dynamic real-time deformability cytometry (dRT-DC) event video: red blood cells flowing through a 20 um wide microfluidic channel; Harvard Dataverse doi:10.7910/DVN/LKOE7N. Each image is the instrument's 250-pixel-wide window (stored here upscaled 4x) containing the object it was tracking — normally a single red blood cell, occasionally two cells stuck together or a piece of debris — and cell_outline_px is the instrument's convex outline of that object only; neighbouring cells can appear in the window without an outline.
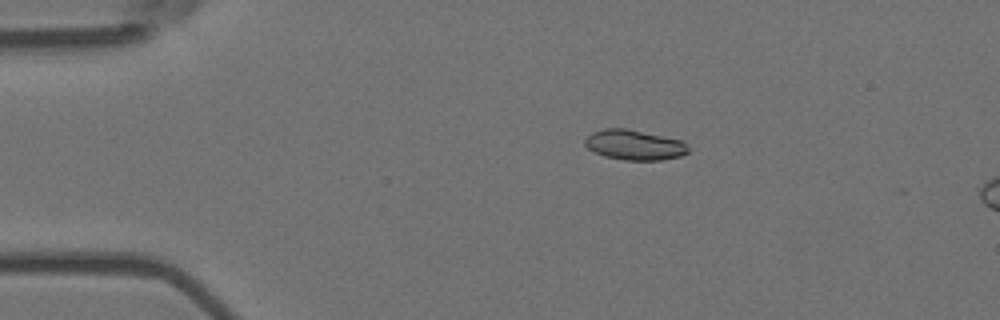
{"species": "Egyptian fruit bat (a non-hibernating species)", "species_latin": "Rousettus aegyptiacus", "temperature_condition": "room temperature", "stored_images_in_passage": 3, "camera_frame_rate_fps": 3000, "um_per_image_px": 0.085, "animal": {"sex": "female"}, "frame": {"image": 1, "passage_image": 1, "time_ms": 0.0, "image_size_px": [1000, 320], "cell_outline_px": [[688, 152], [680, 156], [660, 160], [624, 160], [604, 156], [588, 148], [584, 144], [584, 140], [592, 132], [604, 128], [624, 128], [684, 140], [688, 148]], "centroid_in_image_um": [53.93, 12.31], "position_along_channel_um": 31.1, "area_um2": 18.09}}